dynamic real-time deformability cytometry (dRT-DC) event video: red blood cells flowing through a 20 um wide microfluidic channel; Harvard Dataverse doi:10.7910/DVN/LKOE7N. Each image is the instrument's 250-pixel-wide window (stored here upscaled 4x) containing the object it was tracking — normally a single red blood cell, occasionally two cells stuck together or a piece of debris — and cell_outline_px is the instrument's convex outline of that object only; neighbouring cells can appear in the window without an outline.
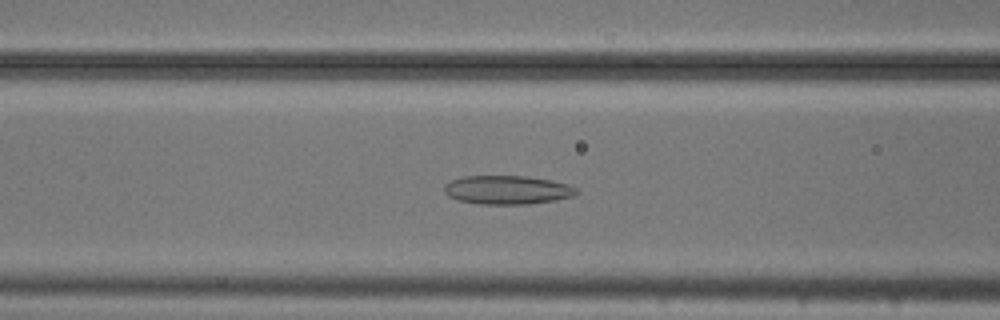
{"species": "common noctule bat (a hibernating species)", "species_latin": "Nyctalus noctula", "temperature_condition": "cold", "stored_images_in_passage": 49, "camera_frame_rate_fps": 3000, "um_per_image_px": 0.085, "animal": {"sex": "male", "body_mass_g": 20.5, "forearm_length_mm": 52.5}, "frame": {"image": 1, "passage_image": 17, "time_ms": 5.333, "image_size_px": [1000, 320], "cell_outline_px": [[580, 192], [576, 196], [556, 200], [528, 204], [480, 204], [460, 200], [448, 196], [444, 192], [444, 184], [452, 180], [464, 176], [524, 176], [552, 180], [568, 184], [576, 188]], "centroid_in_image_um": [43.16, 16.14], "position_along_channel_um": 123.4, "area_um2": 22.25}}
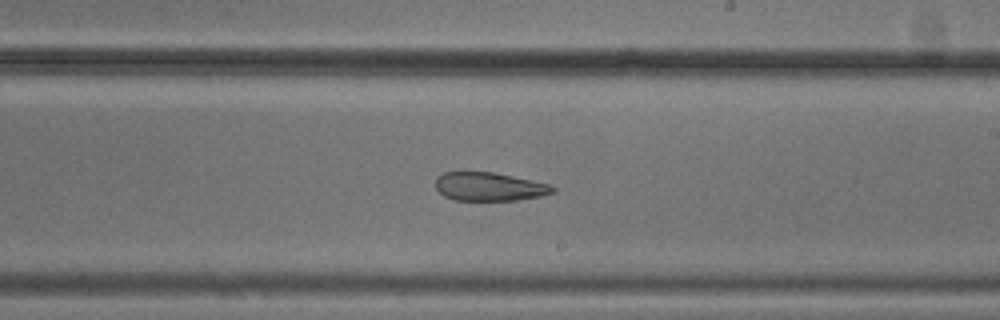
{"frame": {"image": 2, "passage_image": 27, "time_ms": 8.667, "image_size_px": [1000, 320], "cell_outline_px": [[556, 192], [540, 196], [516, 200], [452, 200], [444, 196], [436, 188], [436, 176], [444, 172], [492, 172], [512, 176], [548, 184], [556, 188]], "centroid_in_image_um": [41.56, 15.87], "position_along_channel_um": 247.4, "area_um2": 19.36}}
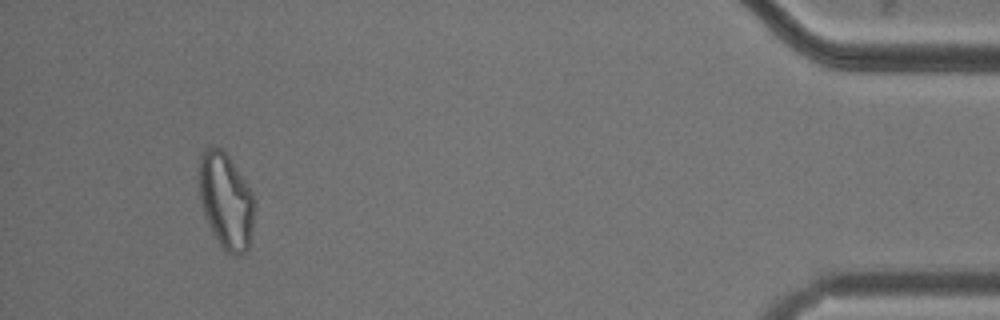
{"frame": {"image": 3, "passage_image": 46, "time_ms": 15.0, "image_size_px": [1000, 320], "cell_outline_px": [[252, 228], [248, 248], [244, 252], [236, 256], [224, 252], [212, 232], [204, 216], [200, 200], [200, 152], [208, 144], [212, 144], [220, 148], [228, 156], [252, 192]], "centroid_in_image_um": [19.16, 17.06], "position_along_channel_um": 416.0, "area_um2": 30.63}, "authors_computed_cell_mechanics": {"area_um2": 26.299, "velocity_mm_per_s": 3.716, "shape_relaxation_time_tau1_ms": null, "shape_relaxation_time_tau2_ms": 5.3978, "deformation_change_tau1": null, "deformation_change_tau2": 0.1454}}